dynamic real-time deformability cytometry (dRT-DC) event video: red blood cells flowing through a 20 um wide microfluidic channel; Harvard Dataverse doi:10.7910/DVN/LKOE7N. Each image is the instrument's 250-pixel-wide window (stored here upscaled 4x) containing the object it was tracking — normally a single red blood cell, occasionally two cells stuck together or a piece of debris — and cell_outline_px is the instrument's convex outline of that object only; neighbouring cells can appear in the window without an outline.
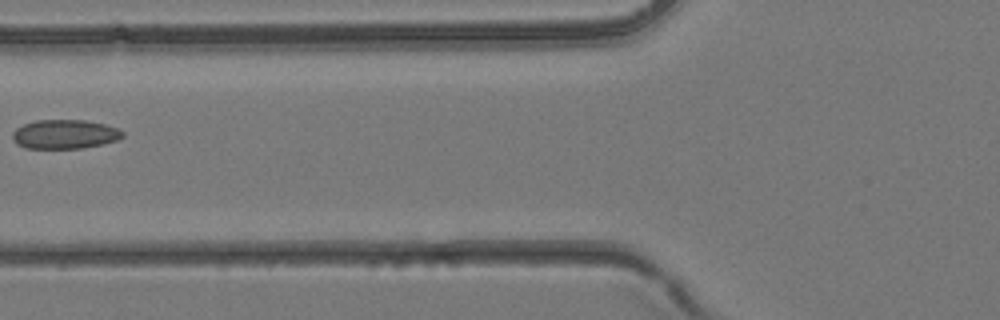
{"species": "common noctule bat (a hibernating species)", "species_latin": "Nyctalus noctula", "temperature_condition": "room temperature", "stored_images_in_passage": 5, "camera_frame_rate_fps": 3000, "um_per_image_px": 0.085, "animal": {"sex": "female", "body_mass_g": 24.6, "forearm_length_mm": 56.2}, "frame": {"image": 1, "passage_image": 5, "time_ms": 1.333, "image_size_px": [1000, 320], "cell_outline_px": [[124, 136], [116, 140], [104, 144], [84, 148], [24, 148], [16, 144], [12, 140], [12, 132], [16, 128], [24, 124], [36, 120], [84, 120], [104, 124], [116, 128], [124, 132]], "centroid_in_image_um": [5.48, 11.41], "position_along_channel_um": 120.3, "area_um2": 18.79}}